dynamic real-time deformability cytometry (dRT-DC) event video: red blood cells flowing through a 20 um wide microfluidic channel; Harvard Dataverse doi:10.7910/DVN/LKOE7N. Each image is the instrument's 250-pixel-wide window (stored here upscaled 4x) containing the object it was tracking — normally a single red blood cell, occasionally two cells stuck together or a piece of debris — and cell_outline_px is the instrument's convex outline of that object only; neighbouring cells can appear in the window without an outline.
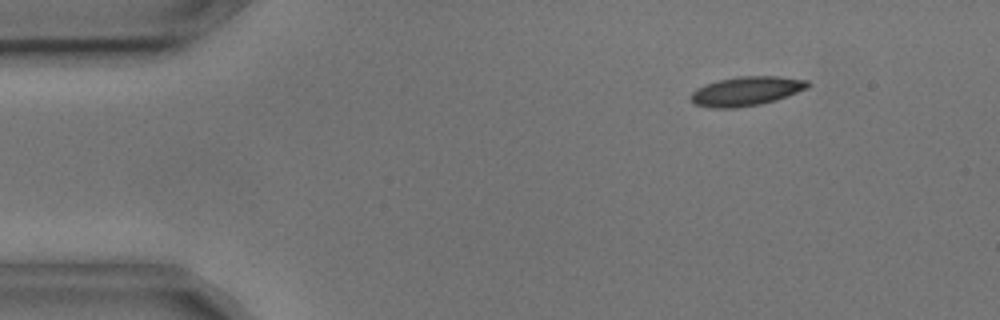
{"species": "common noctule bat (a hibernating species)", "species_latin": "Nyctalus noctula", "temperature_condition": "cold", "stored_images_in_passage": 55, "camera_frame_rate_fps": 3000, "um_per_image_px": 0.085, "animal": {"sex": "male", "body_mass_g": 17.9, "forearm_length_mm": 54.2}, "frame": {"image": 1, "passage_image": 7, "time_ms": 2.0, "image_size_px": [1000, 320], "cell_outline_px": [[812, 84], [808, 88], [776, 100], [760, 104], [736, 108], [712, 108], [696, 104], [688, 96], [696, 88], [704, 84], [720, 80], [740, 76], [776, 76], [808, 80]], "centroid_in_image_um": [63.44, 7.74], "position_along_channel_um": 21.6, "area_um2": 19.94}}
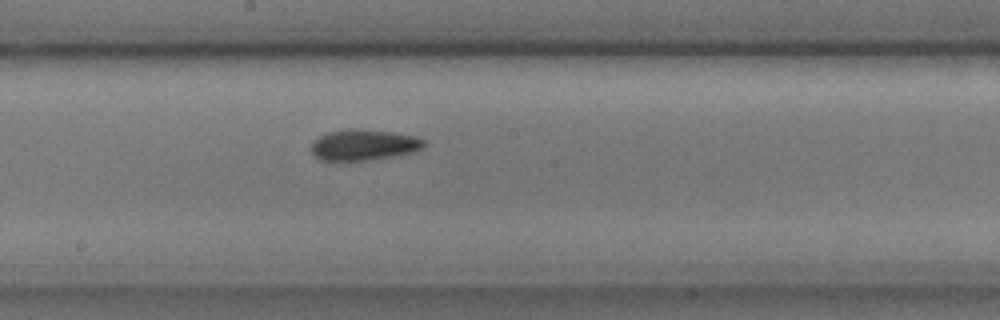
{"frame": {"image": 2, "passage_image": 29, "time_ms": 9.333, "image_size_px": [1000, 320], "cell_outline_px": [[428, 144], [424, 148], [412, 152], [392, 156], [368, 160], [320, 160], [312, 156], [312, 144], [320, 136], [328, 132], [348, 128], [356, 128], [388, 132], [416, 136], [424, 140]], "centroid_in_image_um": [30.93, 12.31], "position_along_channel_um": 217.3, "area_um2": 20.23}}
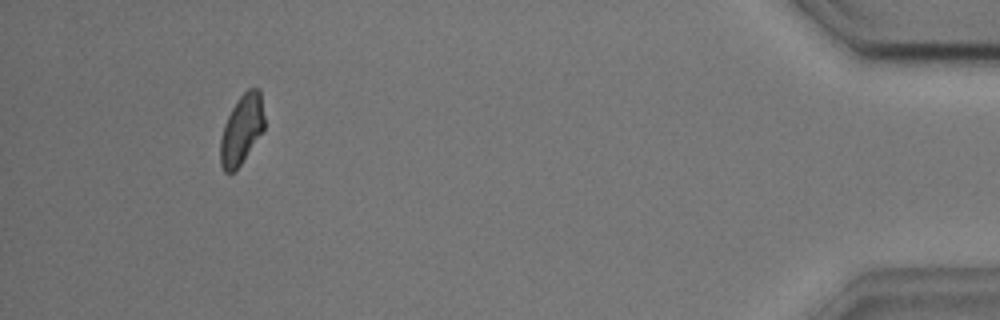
{"frame": {"image": 3, "passage_image": 51, "time_ms": 16.667, "image_size_px": [1000, 320], "cell_outline_px": [[264, 128], [240, 164], [232, 172], [224, 172], [220, 164], [220, 140], [224, 124], [232, 108], [240, 96], [248, 88], [260, 88], [264, 116]], "centroid_in_image_um": [20.53, 10.98], "position_along_channel_um": 414.7, "area_um2": 17.51}, "authors_computed_cell_mechanics": {"area_um2": 19.1896, "velocity_mm_per_s": 3.6186, "shape_relaxation_time_tau1_ms": 6.0337, "shape_relaxation_time_tau2_ms": 4.5908, "deformation_change_tau1": 0.1451, "deformation_change_tau2": 0.103}}